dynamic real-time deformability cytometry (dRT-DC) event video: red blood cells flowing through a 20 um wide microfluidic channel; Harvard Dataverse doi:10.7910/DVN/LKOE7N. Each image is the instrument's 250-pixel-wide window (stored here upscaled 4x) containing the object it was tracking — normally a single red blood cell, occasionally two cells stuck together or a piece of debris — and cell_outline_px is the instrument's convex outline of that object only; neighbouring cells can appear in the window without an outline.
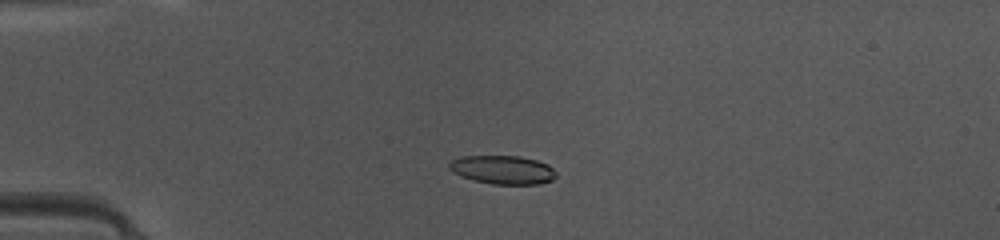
{"species": "common noctule bat (a hibernating species)", "species_latin": "Nyctalus noctula", "temperature_condition": "warm", "stored_images_in_passage": 49, "camera_frame_rate_fps": 3000, "um_per_image_px": 0.085, "animal": {"sex": "female", "body_mass_g": 10.0, "forearm_length_mm": 53.1}, "frame": {"image": 1, "passage_image": 13, "time_ms": 4.0, "image_size_px": [1000, 240], "cell_outline_px": [[556, 176], [552, 180], [540, 184], [492, 184], [472, 180], [460, 176], [452, 172], [448, 168], [448, 164], [452, 160], [460, 156], [520, 156], [536, 160], [548, 164], [556, 172]], "centroid_in_image_um": [42.71, 14.43], "position_along_channel_um": 42.3, "area_um2": 17.98}}
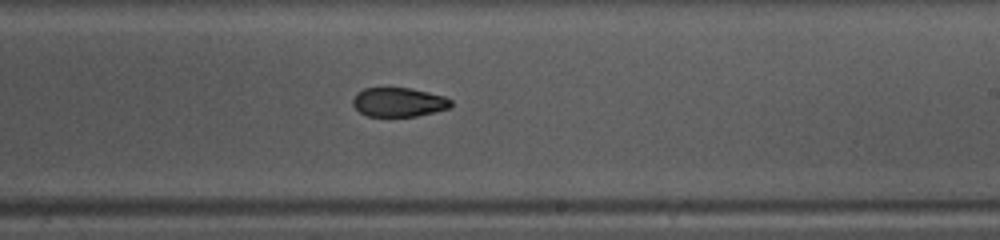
{"frame": {"image": 2, "passage_image": 30, "time_ms": 9.667, "image_size_px": [1000, 240], "cell_outline_px": [[452, 104], [448, 108], [416, 116], [368, 116], [360, 112], [352, 104], [352, 100], [356, 92], [364, 88], [408, 88], [428, 92], [444, 96], [452, 100]], "centroid_in_image_um": [33.86, 8.68], "position_along_channel_um": 255.1, "area_um2": 16.53}}
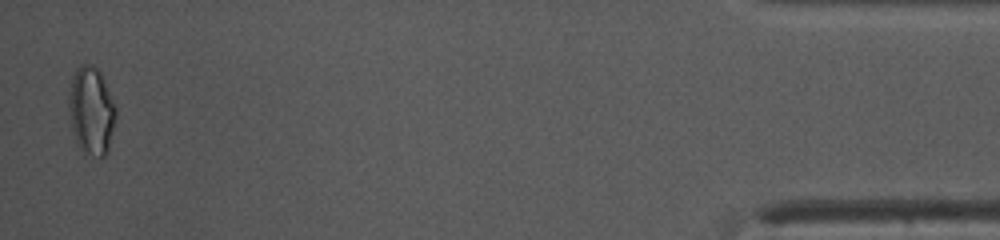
{"frame": {"image": 3, "passage_image": 48, "time_ms": 15.667, "image_size_px": [1000, 240], "cell_outline_px": [[116, 116], [108, 152], [104, 156], [84, 156], [72, 132], [68, 108], [68, 96], [72, 76], [76, 68], [80, 64], [92, 64], [100, 72], [104, 80], [116, 108]], "centroid_in_image_um": [7.74, 9.43], "position_along_channel_um": 427.5, "area_um2": 24.39}, "authors_computed_cell_mechanics": {"area_um2": 18.0336, "velocity_mm_per_s": 4.2012, "shape_relaxation_time_tau1_ms": null, "shape_relaxation_time_tau2_ms": 4.4416, "deformation_change_tau1": null, "deformation_change_tau2": 0.1112}}